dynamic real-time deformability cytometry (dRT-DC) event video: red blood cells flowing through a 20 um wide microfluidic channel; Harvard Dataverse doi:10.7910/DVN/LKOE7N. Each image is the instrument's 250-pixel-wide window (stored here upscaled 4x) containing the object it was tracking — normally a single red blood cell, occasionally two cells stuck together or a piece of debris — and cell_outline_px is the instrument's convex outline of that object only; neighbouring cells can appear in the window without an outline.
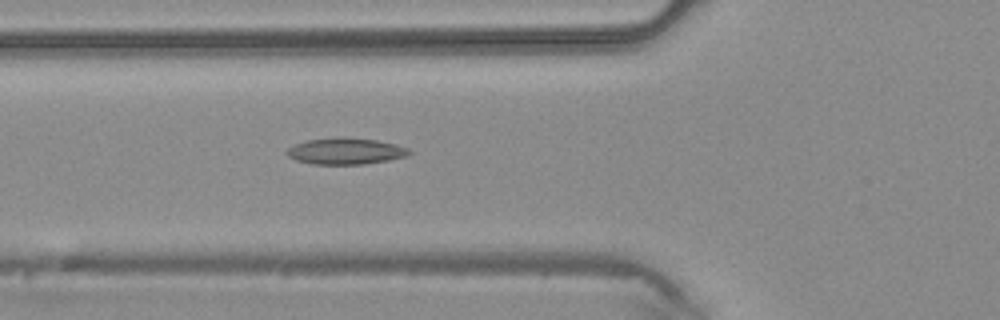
{"species": "common noctule bat (a hibernating species)", "species_latin": "Nyctalus noctula", "temperature_condition": "warm", "stored_images_in_passage": 43, "camera_frame_rate_fps": 3000, "um_per_image_px": 0.085, "animal": {"sex": "male", "body_mass_g": 20.4}, "frame": {"image": 1, "passage_image": 16, "time_ms": 5.0, "image_size_px": [1000, 320], "cell_outline_px": [[412, 152], [408, 156], [388, 160], [364, 164], [312, 164], [296, 160], [288, 156], [284, 152], [288, 148], [296, 144], [308, 140], [336, 136], [344, 136], [376, 140], [396, 144], [408, 148]], "centroid_in_image_um": [29.38, 12.83], "position_along_channel_um": 96.4, "area_um2": 19.02}}
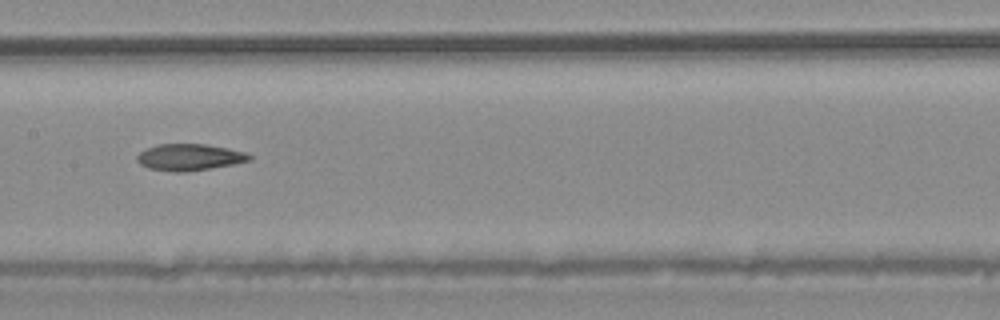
{"frame": {"image": 2, "passage_image": 22, "time_ms": 7.0, "image_size_px": [1000, 320], "cell_outline_px": [[252, 160], [232, 164], [184, 172], [176, 172], [148, 168], [140, 164], [136, 160], [136, 156], [140, 152], [156, 144], [204, 144], [228, 148], [244, 152], [252, 156]], "centroid_in_image_um": [16.08, 13.36], "position_along_channel_um": 191.3, "area_um2": 17.22}}
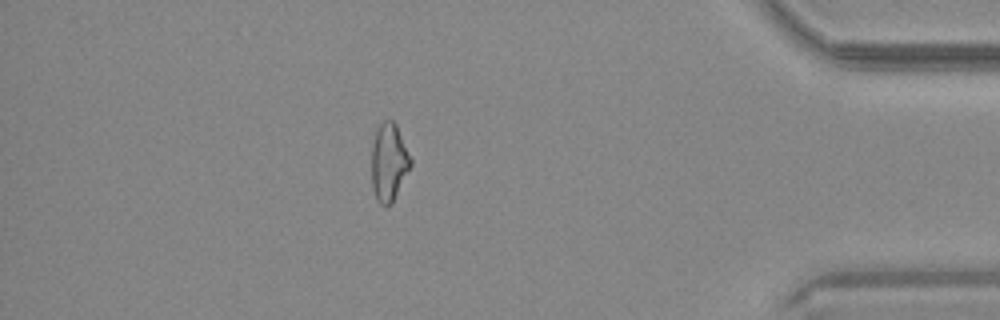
{"frame": {"image": 3, "passage_image": 38, "time_ms": 12.333, "image_size_px": [1000, 320], "cell_outline_px": [[412, 164], [392, 204], [380, 204], [376, 200], [372, 188], [372, 144], [376, 128], [384, 120], [392, 120], [396, 124], [412, 160]], "centroid_in_image_um": [33.05, 13.79], "position_along_channel_um": 402.2, "area_um2": 17.74}}